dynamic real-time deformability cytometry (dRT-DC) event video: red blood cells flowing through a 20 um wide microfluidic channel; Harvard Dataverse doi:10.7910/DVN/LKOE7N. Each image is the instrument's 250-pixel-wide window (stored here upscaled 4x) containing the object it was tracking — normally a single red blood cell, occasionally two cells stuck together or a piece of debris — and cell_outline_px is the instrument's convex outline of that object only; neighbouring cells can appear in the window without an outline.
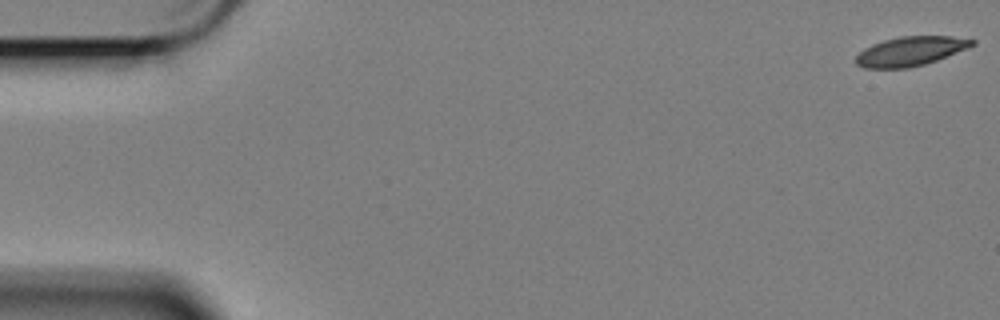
{"species": "Egyptian fruit bat (a non-hibernating species)", "species_latin": "Rousettus aegyptiacus", "temperature_condition": "cold", "stored_images_in_passage": 59, "camera_frame_rate_fps": 3000, "um_per_image_px": 0.085, "animal": {"sex": "female"}, "frame": {"image": 1, "passage_image": 1, "time_ms": 0.0, "image_size_px": [1000, 320], "cell_outline_px": [[976, 44], [968, 48], [936, 60], [924, 64], [908, 68], [864, 68], [856, 64], [856, 56], [864, 48], [872, 44], [884, 40], [900, 36], [952, 36], [976, 40]], "centroid_in_image_um": [77.39, 4.35], "position_along_channel_um": 7.6, "area_um2": 19.77}}
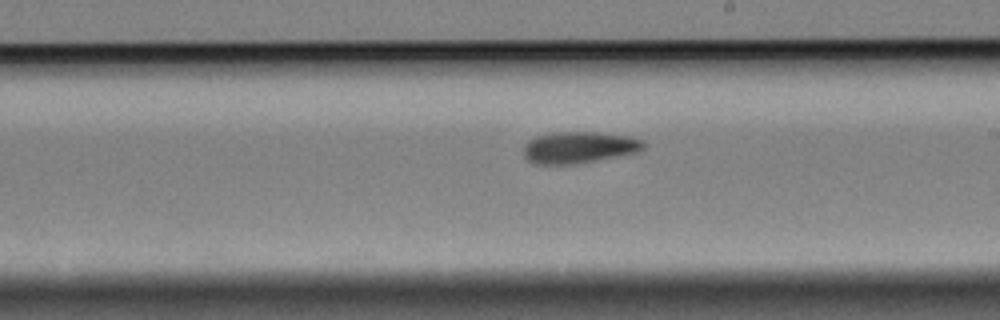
{"frame": {"image": 2, "passage_image": 34, "time_ms": 11.0, "image_size_px": [1000, 320], "cell_outline_px": [[644, 148], [640, 152], [576, 164], [532, 164], [524, 156], [524, 144], [528, 140], [536, 136], [556, 132], [596, 132], [628, 136], [644, 140]], "centroid_in_image_um": [49.21, 12.53], "position_along_channel_um": 239.8, "area_um2": 22.25}}
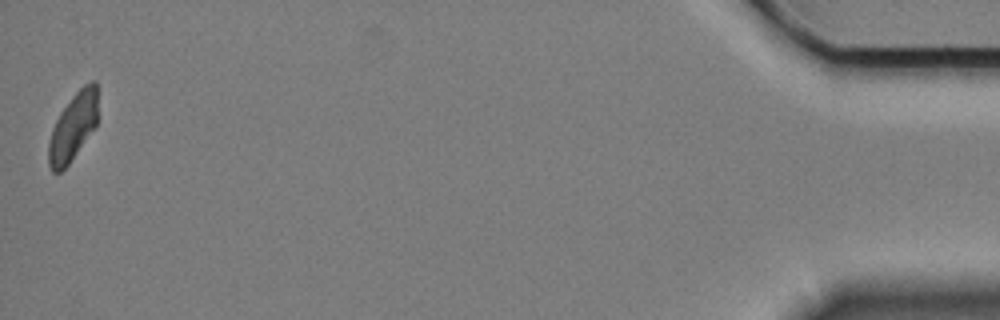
{"frame": {"image": 3, "passage_image": 59, "time_ms": 19.333, "image_size_px": [1000, 320], "cell_outline_px": [[96, 128], [68, 164], [60, 172], [52, 172], [48, 164], [48, 144], [52, 128], [60, 112], [72, 96], [84, 84], [92, 80], [96, 80]], "centroid_in_image_um": [6.19, 10.8], "position_along_channel_um": 429.0, "area_um2": 19.31}, "authors_computed_cell_mechanics": {"area_um2": 21.2704, "velocity_mm_per_s": 3.3667, "shape_relaxation_time_tau1_ms": 5.9621, "shape_relaxation_time_tau2_ms": 7.2684, "deformation_change_tau1": 0.1568, "deformation_change_tau2": 0.1199}}